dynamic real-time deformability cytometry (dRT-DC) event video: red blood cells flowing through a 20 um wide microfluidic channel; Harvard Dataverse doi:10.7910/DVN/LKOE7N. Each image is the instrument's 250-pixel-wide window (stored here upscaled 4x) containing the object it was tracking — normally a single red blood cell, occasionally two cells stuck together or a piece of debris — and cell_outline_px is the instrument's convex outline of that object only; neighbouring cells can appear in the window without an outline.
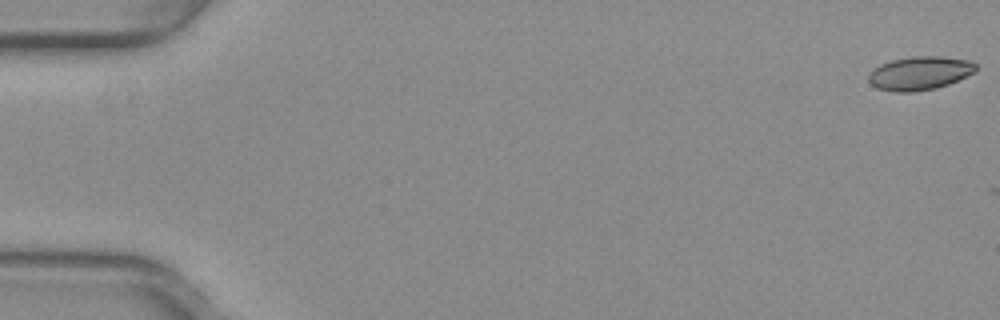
{"species": "common noctule bat (a hibernating species)", "species_latin": "Nyctalus noctula", "temperature_condition": "warm", "stored_images_in_passage": 3, "camera_frame_rate_fps": 3000, "um_per_image_px": 0.085, "animal": {"sex": "female", "body_mass_g": 29.2, "forearm_length_mm": 56.3}, "frame": {"image": 1, "passage_image": 1, "time_ms": 0.0, "image_size_px": [1000, 320], "cell_outline_px": [[976, 72], [948, 84], [936, 88], [912, 92], [892, 92], [876, 88], [868, 80], [868, 76], [872, 68], [880, 64], [892, 60], [912, 56], [940, 56], [972, 60], [976, 64]], "centroid_in_image_um": [78.17, 6.21], "position_along_channel_um": 6.8, "area_um2": 21.21}}